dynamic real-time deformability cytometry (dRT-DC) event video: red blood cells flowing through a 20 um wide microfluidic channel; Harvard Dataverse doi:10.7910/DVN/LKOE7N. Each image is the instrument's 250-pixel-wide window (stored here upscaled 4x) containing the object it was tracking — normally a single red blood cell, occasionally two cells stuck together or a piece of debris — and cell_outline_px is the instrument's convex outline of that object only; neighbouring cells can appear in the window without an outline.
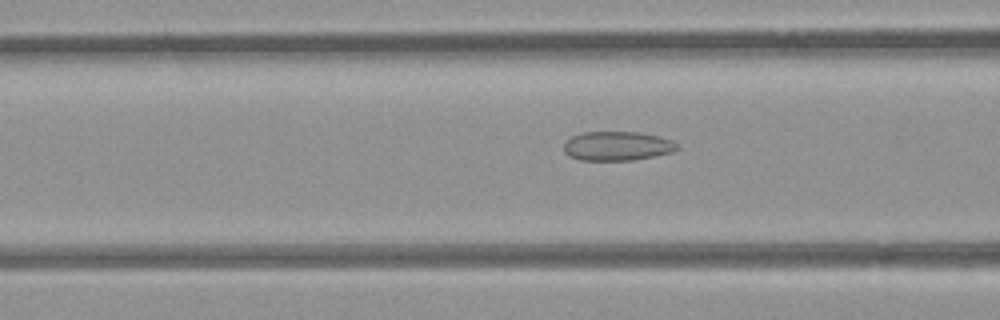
{"species": "common noctule bat (a hibernating species)", "species_latin": "Nyctalus noctula", "temperature_condition": "room temperature", "stored_images_in_passage": 38, "camera_frame_rate_fps": 3000, "um_per_image_px": 0.085, "animal": {"sex": "female", "body_mass_g": 21.9}, "frame": {"image": 1, "passage_image": 9, "time_ms": 2.667, "image_size_px": [1000, 320], "cell_outline_px": [[680, 148], [672, 152], [632, 160], [580, 160], [568, 156], [564, 152], [564, 144], [572, 136], [584, 132], [640, 132], [672, 140]], "centroid_in_image_um": [52.44, 12.41], "position_along_channel_um": 114.2, "area_um2": 19.13}}
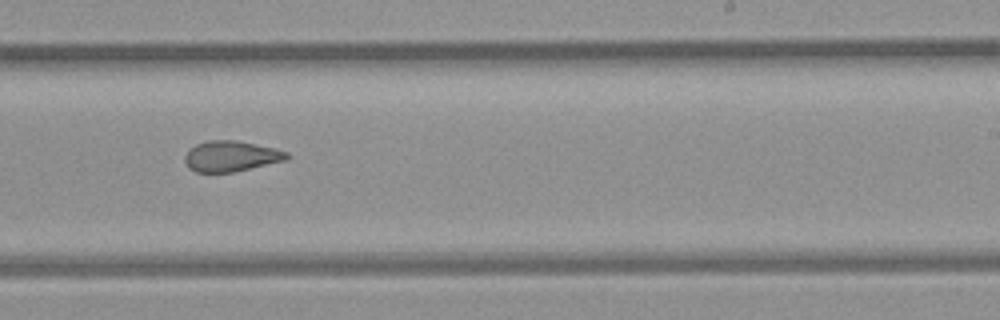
{"frame": {"image": 2, "passage_image": 21, "time_ms": 6.667, "image_size_px": [1000, 320], "cell_outline_px": [[288, 160], [232, 172], [196, 172], [188, 168], [184, 160], [184, 156], [196, 144], [208, 140], [236, 140], [276, 148], [288, 152]], "centroid_in_image_um": [19.65, 13.27], "position_along_channel_um": 269.4, "area_um2": 18.21}}
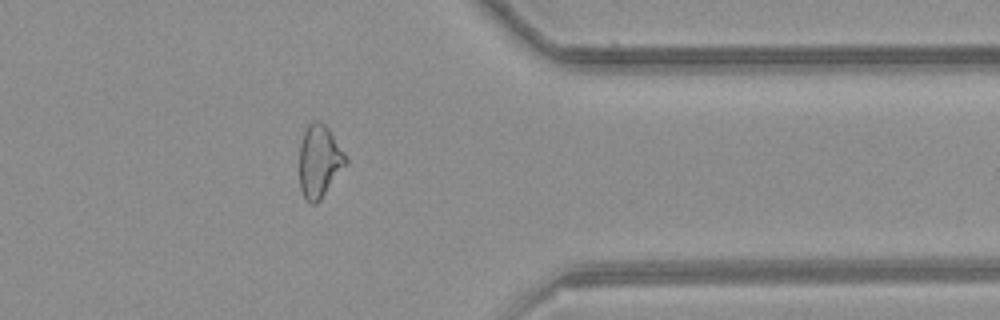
{"frame": {"image": 3, "passage_image": 31, "time_ms": 10.0, "image_size_px": [1000, 320], "cell_outline_px": [[348, 164], [320, 200], [316, 204], [312, 204], [304, 196], [300, 188], [300, 144], [304, 132], [308, 124], [312, 120], [320, 120], [328, 128], [344, 152], [348, 160]], "centroid_in_image_um": [27.16, 13.69], "position_along_channel_um": 384.2, "area_um2": 19.65}, "authors_computed_cell_mechanics": {"area_um2": 19.2185, "velocity_mm_per_s": 3.8816, "shape_relaxation_time_tau1_ms": null, "shape_relaxation_time_tau2_ms": 2.1991, "deformation_change_tau1": null, "deformation_change_tau2": 0.0954}}